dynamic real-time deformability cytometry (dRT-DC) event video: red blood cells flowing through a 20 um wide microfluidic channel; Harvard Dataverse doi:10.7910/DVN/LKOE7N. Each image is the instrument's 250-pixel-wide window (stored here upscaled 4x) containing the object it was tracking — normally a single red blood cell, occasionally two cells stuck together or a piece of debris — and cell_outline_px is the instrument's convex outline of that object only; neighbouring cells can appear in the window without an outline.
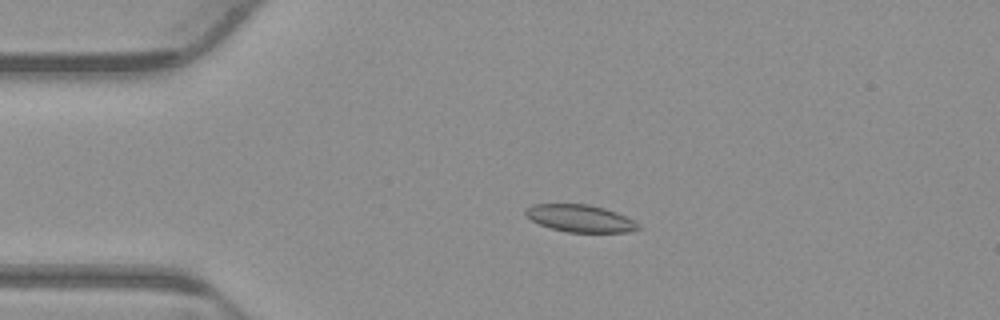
{"species": "common noctule bat (a hibernating species)", "species_latin": "Nyctalus noctula", "temperature_condition": "warm", "stored_images_in_passage": 53, "camera_frame_rate_fps": 3000, "um_per_image_px": 0.085, "animal": {"sex": "male", "body_mass_g": 23.1, "forearm_length_mm": 52.7}, "frame": {"image": 1, "passage_image": 11, "time_ms": 3.333, "image_size_px": [1000, 320], "cell_outline_px": [[640, 228], [628, 232], [568, 232], [552, 228], [540, 224], [524, 216], [524, 208], [532, 204], [588, 204], [604, 208], [616, 212], [640, 224]], "centroid_in_image_um": [49.27, 18.55], "position_along_channel_um": 35.7, "area_um2": 17.86}}
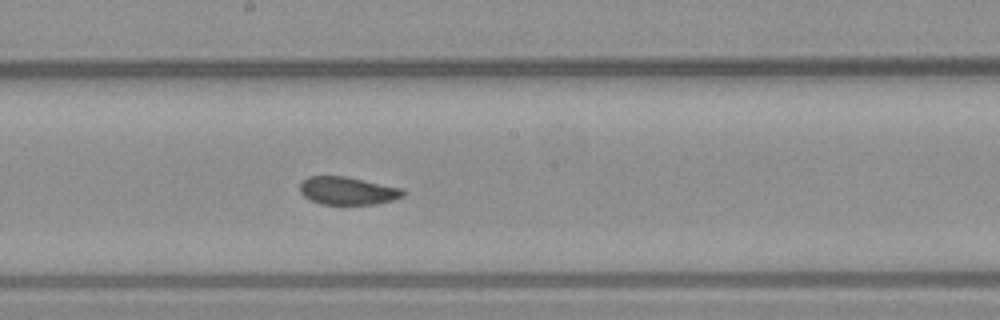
{"frame": {"image": 2, "passage_image": 28, "time_ms": 9.0, "image_size_px": [1000, 320], "cell_outline_px": [[404, 196], [392, 200], [376, 204], [320, 204], [308, 200], [300, 192], [300, 184], [308, 176], [344, 176], [400, 188], [404, 192]], "centroid_in_image_um": [29.5, 16.22], "position_along_channel_um": 218.7, "area_um2": 16.59}}
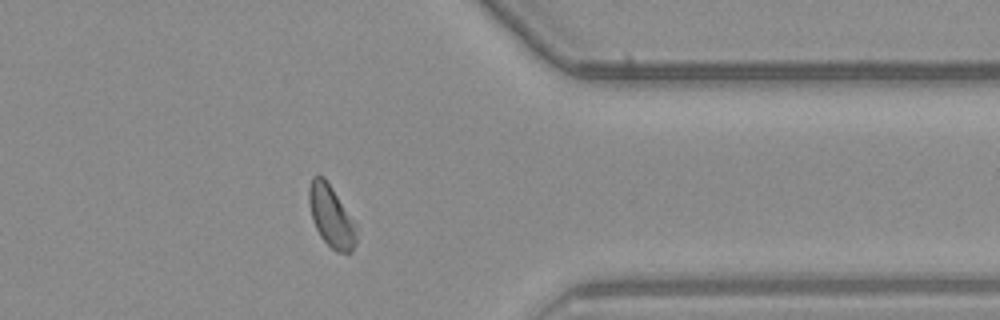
{"frame": {"image": 3, "passage_image": 42, "time_ms": 13.667, "image_size_px": [1000, 320], "cell_outline_px": [[356, 244], [352, 252], [336, 252], [320, 236], [312, 220], [308, 204], [308, 188], [312, 176], [324, 176], [356, 224]], "centroid_in_image_um": [28.13, 18.38], "position_along_channel_um": 383.3, "area_um2": 17.05}, "authors_computed_cell_mechanics": {"area_um2": 17.918, "velocity_mm_per_s": 3.8298, "shape_relaxation_time_tau1_ms": null, "shape_relaxation_time_tau2_ms": 1.697, "deformation_change_tau1": null, "deformation_change_tau2": 0.0565}}